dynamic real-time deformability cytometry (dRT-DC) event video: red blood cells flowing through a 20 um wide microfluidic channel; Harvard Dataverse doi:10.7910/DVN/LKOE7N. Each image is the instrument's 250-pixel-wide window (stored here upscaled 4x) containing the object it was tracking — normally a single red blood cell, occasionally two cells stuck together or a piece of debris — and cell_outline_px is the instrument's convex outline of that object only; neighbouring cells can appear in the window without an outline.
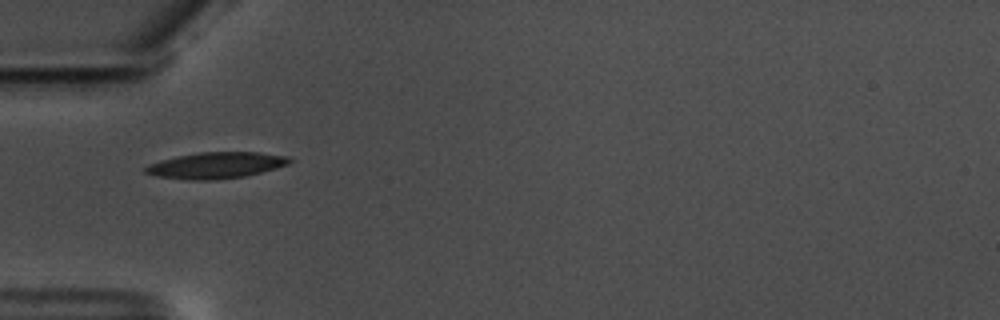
{"species": "common noctule bat (a hibernating species)", "species_latin": "Nyctalus noctula", "temperature_condition": "warm", "stored_images_in_passage": 40, "camera_frame_rate_fps": 3000, "um_per_image_px": 0.085, "animal": {"sex": "male", "body_mass_g": 17.5, "forearm_length_mm": 52.3}, "frame": {"image": 1, "passage_image": 1, "time_ms": 0.0, "image_size_px": [1000, 320], "cell_outline_px": [[292, 160], [288, 164], [276, 168], [244, 176], [208, 180], [192, 180], [156, 176], [144, 172], [144, 168], [148, 164], [160, 160], [176, 156], [200, 152], [260, 152], [288, 156]], "centroid_in_image_um": [18.34, 14.04], "position_along_channel_um": 66.7, "area_um2": 21.91}}
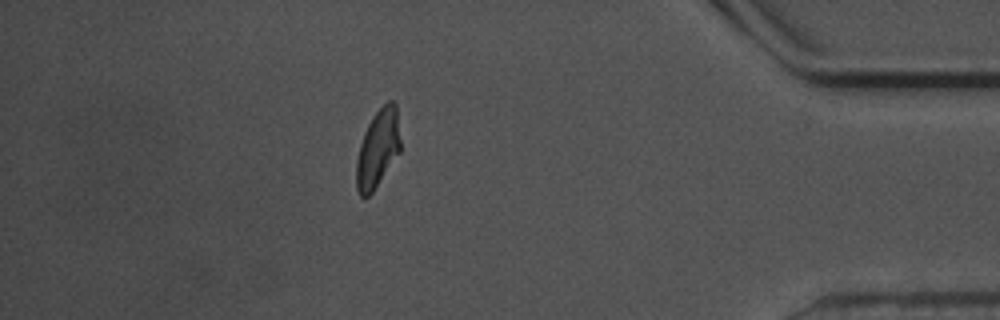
{"frame": {"image": 2, "passage_image": 33, "time_ms": 10.667, "image_size_px": [1000, 320], "cell_outline_px": [[400, 152], [372, 192], [368, 196], [360, 196], [356, 188], [356, 160], [360, 144], [364, 132], [372, 116], [388, 100], [392, 100], [396, 104], [400, 140]], "centroid_in_image_um": [32.1, 12.62], "position_along_channel_um": 403.1, "area_um2": 19.88}}